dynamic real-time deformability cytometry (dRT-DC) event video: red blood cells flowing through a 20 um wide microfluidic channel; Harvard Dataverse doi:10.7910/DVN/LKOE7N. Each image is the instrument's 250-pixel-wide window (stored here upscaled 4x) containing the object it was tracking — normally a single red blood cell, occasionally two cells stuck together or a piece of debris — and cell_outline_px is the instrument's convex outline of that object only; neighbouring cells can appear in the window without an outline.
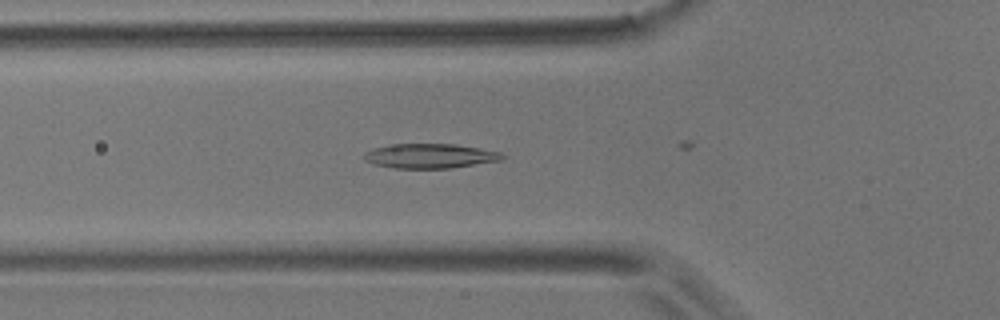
{"species": "common noctule bat (a hibernating species)", "species_latin": "Nyctalus noctula", "temperature_condition": "room temperature", "stored_images_in_passage": 10, "camera_frame_rate_fps": 3000, "um_per_image_px": 0.085, "animal": {"sex": "male", "body_mass_g": 17.9}, "frame": {"image": 1, "passage_image": 8, "time_ms": 2.333, "image_size_px": [1000, 320], "cell_outline_px": [[508, 156], [504, 160], [448, 168], [392, 168], [376, 164], [364, 160], [364, 152], [372, 148], [388, 144], [456, 144], [504, 152]], "centroid_in_image_um": [36.6, 13.24], "position_along_channel_um": 89.2, "area_um2": 20.06}}